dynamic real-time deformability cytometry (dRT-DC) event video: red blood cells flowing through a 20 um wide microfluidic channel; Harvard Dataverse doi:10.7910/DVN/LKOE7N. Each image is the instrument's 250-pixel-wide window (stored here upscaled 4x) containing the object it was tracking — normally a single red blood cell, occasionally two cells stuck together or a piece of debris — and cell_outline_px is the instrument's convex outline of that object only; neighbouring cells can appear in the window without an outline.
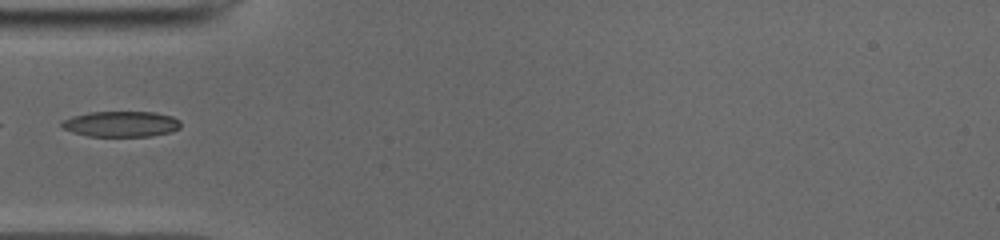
{"species": "common noctule bat (a hibernating species)", "species_latin": "Nyctalus noctula", "temperature_condition": "cold", "stored_images_in_passage": 12, "camera_frame_rate_fps": 3000, "um_per_image_px": 0.085, "animal": {"sex": "male", "body_mass_g": 19.0, "forearm_length_mm": 50.8}, "frame": {"image": 1, "passage_image": 1, "time_ms": 0.0, "image_size_px": [1000, 240], "cell_outline_px": [[180, 128], [172, 132], [152, 136], [88, 136], [72, 132], [64, 128], [60, 124], [64, 120], [72, 116], [92, 112], [156, 112], [172, 116], [180, 120]], "centroid_in_image_um": [10.34, 10.54], "position_along_channel_um": 74.7, "area_um2": 17.8}}
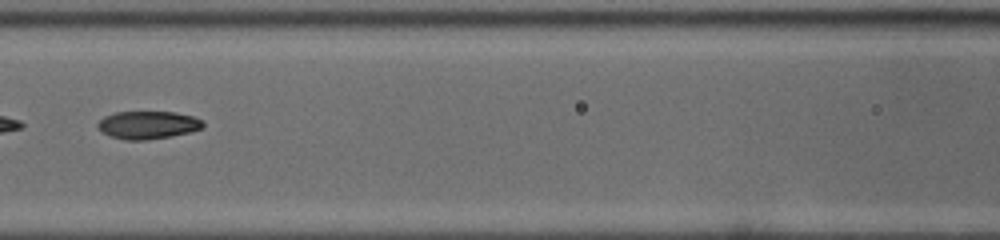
{"frame": {"image": 2, "passage_image": 7, "time_ms": 2.0, "image_size_px": [1000, 240], "cell_outline_px": [[204, 128], [188, 132], [168, 136], [144, 140], [124, 140], [112, 136], [104, 132], [96, 124], [104, 116], [116, 112], [172, 112], [192, 116], [204, 120]], "centroid_in_image_um": [12.59, 10.61], "position_along_channel_um": 154.0, "area_um2": 16.82}}
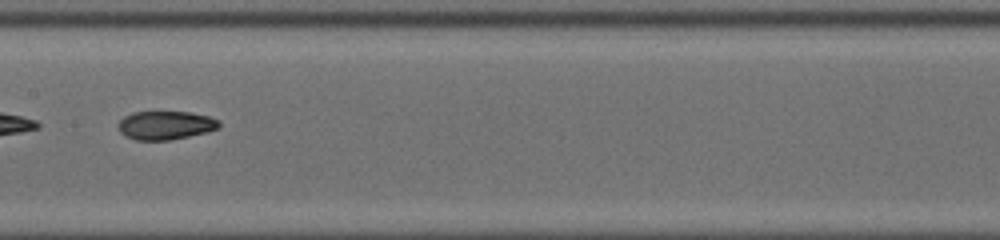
{"frame": {"image": 3, "passage_image": 10, "time_ms": 3.0, "image_size_px": [1000, 240], "cell_outline_px": [[220, 128], [208, 132], [168, 140], [136, 140], [120, 132], [116, 124], [124, 116], [132, 112], [188, 112], [208, 116], [220, 120]], "centroid_in_image_um": [14.08, 10.64], "position_along_channel_um": 193.3, "area_um2": 16.82}}